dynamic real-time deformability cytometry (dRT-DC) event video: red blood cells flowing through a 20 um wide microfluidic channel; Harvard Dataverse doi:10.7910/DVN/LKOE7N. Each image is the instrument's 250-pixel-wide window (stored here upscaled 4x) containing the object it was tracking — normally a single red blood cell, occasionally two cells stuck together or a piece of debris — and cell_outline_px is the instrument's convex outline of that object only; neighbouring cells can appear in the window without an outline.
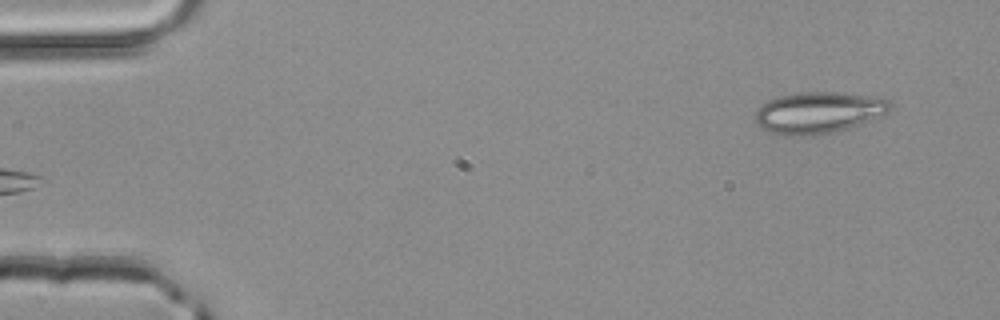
{"species": "common noctule bat (a hibernating species)", "species_latin": "Nyctalus noctula", "temperature_condition": "room temperature", "stored_images_in_passage": 2, "camera_frame_rate_fps": 3000, "um_per_image_px": 0.085, "animal": {"sex": "male", "body_mass_g": 20.4}, "frame": {"image": 1, "passage_image": 2, "time_ms": 0.333, "image_size_px": [1000, 320], "cell_outline_px": [[892, 108], [888, 112], [860, 124], [832, 132], [804, 136], [784, 136], [760, 128], [756, 120], [756, 112], [768, 100], [780, 96], [800, 92], [832, 92], [868, 96], [888, 100], [892, 104]], "centroid_in_image_um": [69.55, 9.58], "position_along_channel_um": 15.4, "area_um2": 32.08}}